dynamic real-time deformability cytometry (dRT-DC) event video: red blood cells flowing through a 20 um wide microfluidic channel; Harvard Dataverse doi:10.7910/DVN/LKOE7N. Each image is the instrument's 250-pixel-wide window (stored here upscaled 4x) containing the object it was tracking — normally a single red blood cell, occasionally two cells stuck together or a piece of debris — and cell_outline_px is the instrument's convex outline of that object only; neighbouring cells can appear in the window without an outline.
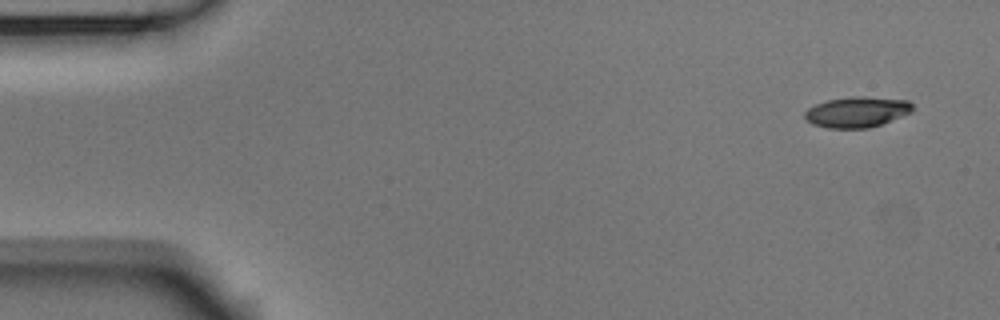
{"species": "Egyptian fruit bat (a non-hibernating species)", "species_latin": "Rousettus aegyptiacus", "temperature_condition": "room temperature", "stored_images_in_passage": 7, "camera_frame_rate_fps": 3000, "um_per_image_px": 0.085, "animal": {"sex": "male"}, "frame": {"image": 1, "passage_image": 1, "time_ms": 0.0, "image_size_px": [1000, 320], "cell_outline_px": [[916, 108], [912, 112], [880, 124], [868, 128], [828, 128], [812, 124], [804, 116], [804, 112], [808, 108], [816, 104], [828, 100], [852, 96], [864, 96], [908, 100]], "centroid_in_image_um": [72.86, 9.51], "position_along_channel_um": 12.1, "area_um2": 19.25}}
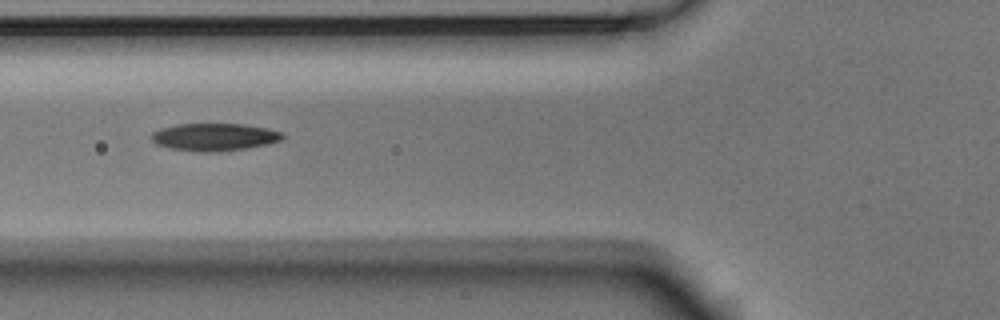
{"frame": {"image": 2, "passage_image": 6, "time_ms": 1.667, "image_size_px": [1000, 320], "cell_outline_px": [[284, 136], [280, 140], [268, 144], [248, 148], [216, 152], [200, 152], [168, 148], [156, 144], [152, 140], [152, 132], [160, 128], [176, 124], [240, 124], [268, 128], [284, 132]], "centroid_in_image_um": [18.22, 11.65], "position_along_channel_um": 107.6, "area_um2": 21.15}}
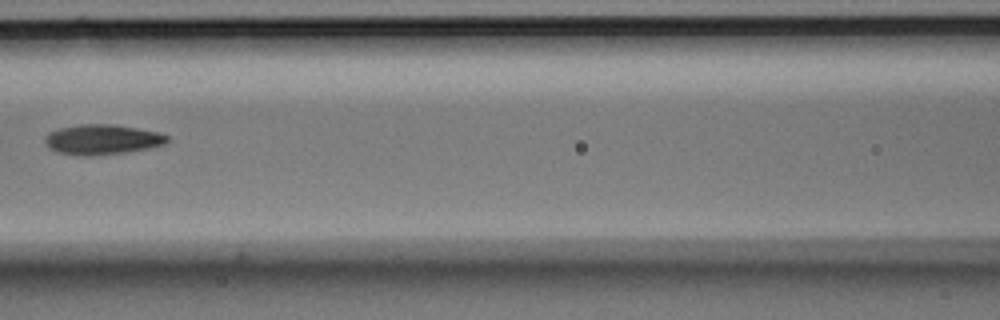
{"frame": {"image": 3, "passage_image": 7, "time_ms": 2.0, "image_size_px": [1000, 320], "cell_outline_px": [[168, 140], [164, 144], [148, 148], [124, 152], [92, 156], [76, 156], [56, 152], [48, 148], [44, 144], [44, 136], [48, 132], [60, 128], [80, 124], [116, 124], [160, 132], [168, 136]], "centroid_in_image_um": [8.63, 11.86], "position_along_channel_um": 158.0, "area_um2": 21.73}}